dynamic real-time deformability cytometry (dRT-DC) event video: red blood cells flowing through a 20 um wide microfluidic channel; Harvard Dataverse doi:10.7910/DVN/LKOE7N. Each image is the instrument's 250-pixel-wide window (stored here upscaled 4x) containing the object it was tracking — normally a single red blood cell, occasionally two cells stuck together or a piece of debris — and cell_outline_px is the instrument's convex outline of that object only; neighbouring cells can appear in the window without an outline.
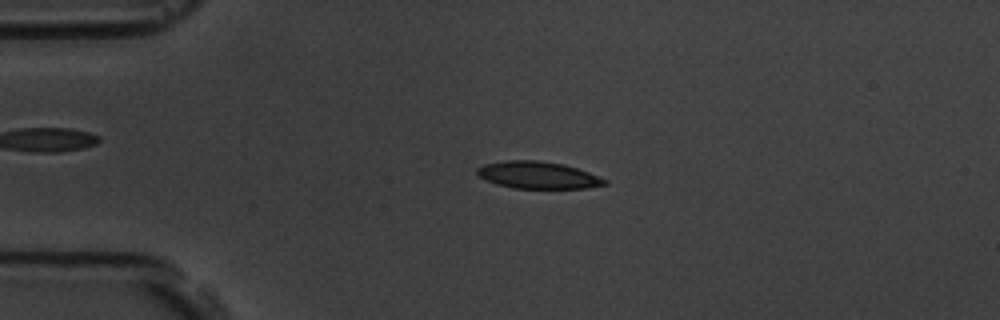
{"species": "common noctule bat (a hibernating species)", "species_latin": "Nyctalus noctula", "temperature_condition": "room temperature", "stored_images_in_passage": 5, "camera_frame_rate_fps": 3000, "um_per_image_px": 0.085, "animal": {"sex": "male", "body_mass_g": 19.5, "forearm_length_mm": 54.6}, "frame": {"image": 1, "passage_image": 3, "time_ms": 2.333, "image_size_px": [1000, 320], "cell_outline_px": [[608, 184], [588, 188], [512, 188], [496, 184], [480, 176], [476, 172], [476, 168], [484, 164], [504, 160], [536, 160], [564, 164], [588, 172], [608, 180]], "centroid_in_image_um": [45.73, 14.88], "position_along_channel_um": 39.3, "area_um2": 20.11}}
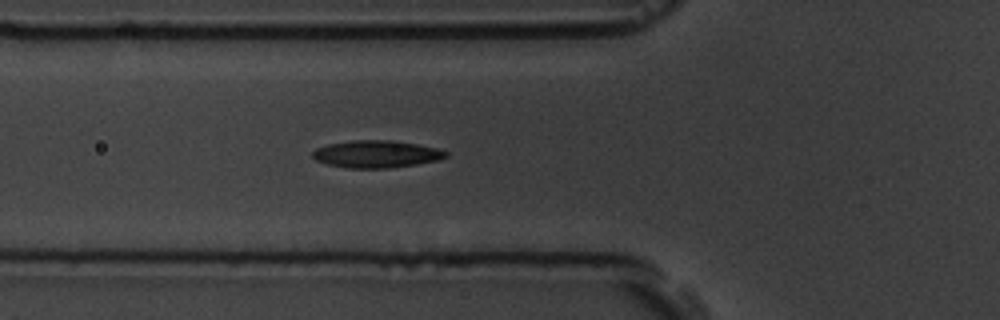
{"frame": {"image": 2, "passage_image": 5, "time_ms": 4.667, "image_size_px": [1000, 320], "cell_outline_px": [[448, 156], [436, 160], [416, 164], [392, 168], [348, 168], [328, 164], [316, 160], [312, 156], [312, 152], [316, 148], [328, 144], [352, 140], [396, 140], [436, 148], [448, 152]], "centroid_in_image_um": [31.98, 13.09], "position_along_channel_um": 93.8, "area_um2": 21.15}}